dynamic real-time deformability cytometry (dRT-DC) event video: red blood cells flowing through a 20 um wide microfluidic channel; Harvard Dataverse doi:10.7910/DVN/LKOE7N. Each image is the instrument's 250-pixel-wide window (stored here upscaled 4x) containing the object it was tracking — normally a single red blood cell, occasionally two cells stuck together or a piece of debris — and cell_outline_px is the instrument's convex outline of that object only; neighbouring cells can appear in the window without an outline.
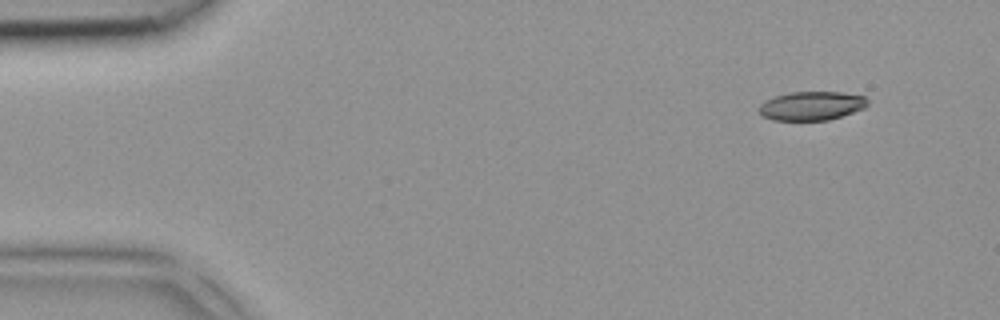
{"species": "common noctule bat (a hibernating species)", "species_latin": "Nyctalus noctula", "temperature_condition": "room temperature", "stored_images_in_passage": 6, "camera_frame_rate_fps": 3000, "um_per_image_px": 0.085, "animal": {"sex": "female", "body_mass_g": 18.4}, "frame": {"image": 1, "passage_image": 1, "time_ms": 0.0, "image_size_px": [1000, 320], "cell_outline_px": [[868, 104], [864, 108], [828, 120], [772, 120], [760, 116], [760, 104], [764, 100], [776, 96], [792, 92], [840, 92], [864, 96], [868, 100]], "centroid_in_image_um": [68.96, 9.0], "position_along_channel_um": 16.0, "area_um2": 18.15}}
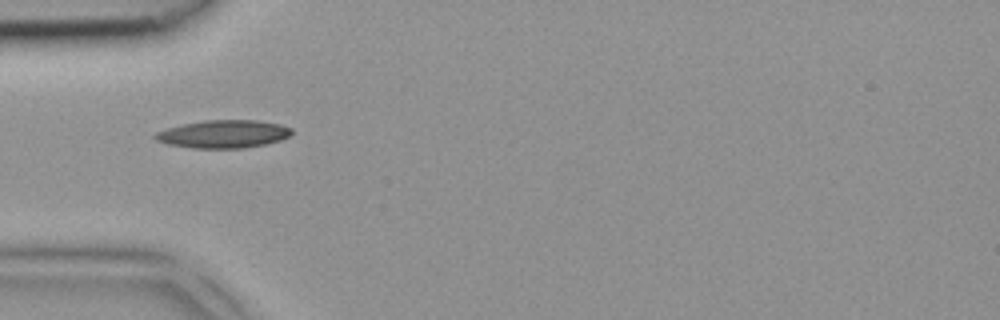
{"frame": {"image": 2, "passage_image": 4, "time_ms": 1.0, "image_size_px": [1000, 320], "cell_outline_px": [[292, 132], [288, 136], [280, 140], [268, 144], [244, 148], [196, 148], [168, 144], [156, 140], [152, 136], [156, 132], [180, 124], [204, 120], [256, 120], [280, 124], [292, 128]], "centroid_in_image_um": [18.99, 11.39], "position_along_channel_um": 66.0, "area_um2": 22.25}}